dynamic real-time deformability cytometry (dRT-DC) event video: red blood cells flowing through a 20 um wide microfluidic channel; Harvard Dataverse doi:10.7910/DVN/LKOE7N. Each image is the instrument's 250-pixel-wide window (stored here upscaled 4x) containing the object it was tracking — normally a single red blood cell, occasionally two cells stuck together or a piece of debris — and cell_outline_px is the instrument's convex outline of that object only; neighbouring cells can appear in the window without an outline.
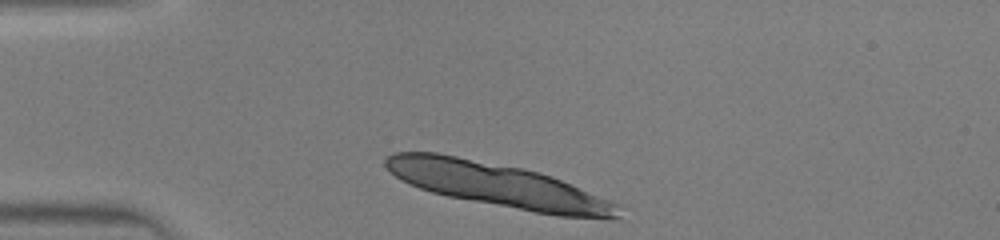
{"species": "human", "species_latin": "Homo sapiens", "temperature_condition": "warm", "stored_images_in_passage": 30, "segment_of_instrument_passage": [1, 2], "camera_frame_rate_fps": 3000, "um_per_image_px": 0.085, "donor": {"sex": "male"}, "frame": {"image": 1, "passage_image": 1, "time_ms": 0.0, "image_size_px": [1000, 240], "cell_outline_px": [[620, 216], [616, 220], [604, 220], [556, 216], [448, 196], [432, 192], [408, 184], [400, 180], [384, 164], [384, 160], [392, 152], [436, 152], [524, 168], [540, 172], [552, 176], [616, 204]], "centroid_in_image_um": [42.34, 15.74], "position_along_channel_um": 42.7, "area_um2": 59.42}}